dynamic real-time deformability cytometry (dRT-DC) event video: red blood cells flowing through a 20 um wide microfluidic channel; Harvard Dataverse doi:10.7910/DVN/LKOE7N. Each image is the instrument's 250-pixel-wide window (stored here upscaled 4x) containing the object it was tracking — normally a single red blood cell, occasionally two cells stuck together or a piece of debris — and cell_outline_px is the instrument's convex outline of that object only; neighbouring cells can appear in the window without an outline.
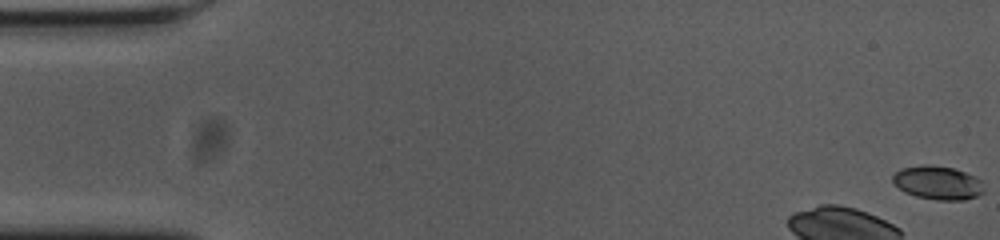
{"species": "common noctule bat (a hibernating species)", "species_latin": "Nyctalus noctula", "temperature_condition": "cold", "stored_images_in_passage": 14, "camera_frame_rate_fps": 3000, "um_per_image_px": 0.085, "animal": {"sex": "female", "body_mass_g": 23.0, "forearm_length_mm": 53.4}, "frame": {"image": 1, "passage_image": 1, "time_ms": 0.0, "image_size_px": [1000, 240], "cell_outline_px": [[984, 192], [976, 196], [964, 200], [936, 200], [916, 196], [904, 192], [892, 184], [892, 176], [900, 168], [924, 164], [928, 164], [952, 168], [976, 176], [980, 180]], "centroid_in_image_um": [79.66, 15.53], "position_along_channel_um": 5.3, "area_um2": 17.98}}